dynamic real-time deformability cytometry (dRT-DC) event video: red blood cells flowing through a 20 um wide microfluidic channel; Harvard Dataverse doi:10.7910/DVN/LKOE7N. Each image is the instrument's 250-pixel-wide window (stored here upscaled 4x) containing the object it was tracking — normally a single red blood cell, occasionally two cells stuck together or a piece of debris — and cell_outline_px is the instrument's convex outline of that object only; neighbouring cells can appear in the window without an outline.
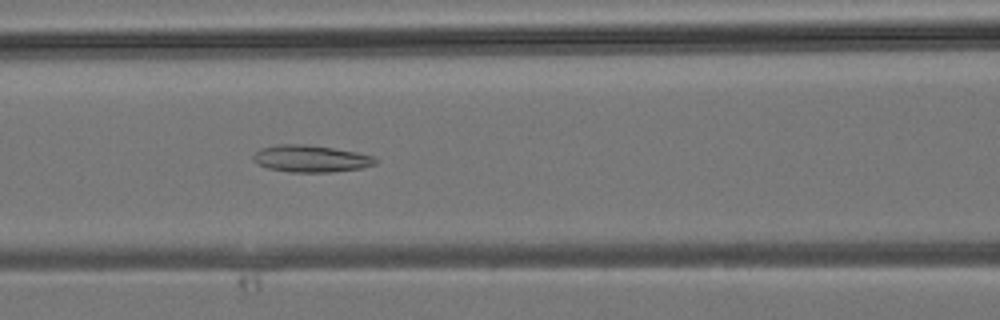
{"species": "common noctule bat (a hibernating species)", "species_latin": "Nyctalus noctula", "temperature_condition": "room temperature", "stored_images_in_passage": 28, "camera_frame_rate_fps": 3000, "um_per_image_px": 0.085, "animal": {"sex": "male", "body_mass_g": 19.2, "forearm_length_mm": 51.8}, "frame": {"image": 1, "passage_image": 7, "time_ms": 2.0, "image_size_px": [1000, 320], "cell_outline_px": [[376, 164], [360, 168], [328, 172], [288, 172], [268, 168], [256, 164], [252, 160], [252, 156], [260, 148], [276, 144], [308, 144], [356, 152], [376, 156]], "centroid_in_image_um": [26.37, 13.48], "position_along_channel_um": 140.2, "area_um2": 19.31}}
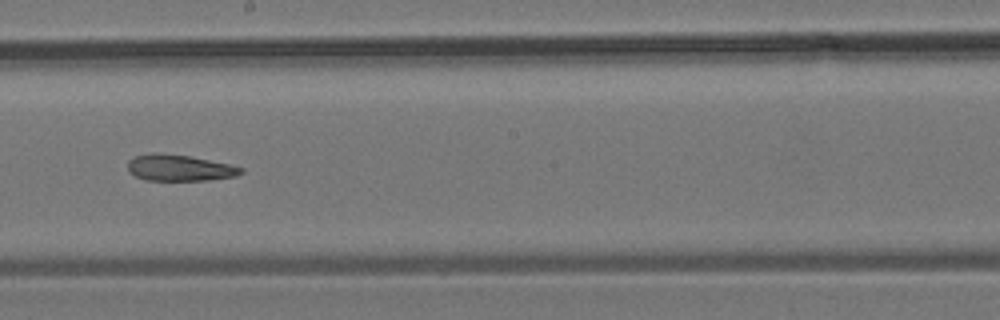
{"frame": {"image": 2, "passage_image": 12, "time_ms": 3.667, "image_size_px": [1000, 320], "cell_outline_px": [[244, 172], [236, 176], [208, 180], [144, 180], [128, 172], [128, 160], [136, 156], [152, 152], [156, 152], [188, 156], [228, 164], [244, 168]], "centroid_in_image_um": [15.23, 14.27], "position_along_channel_um": 233.0, "area_um2": 17.28}}
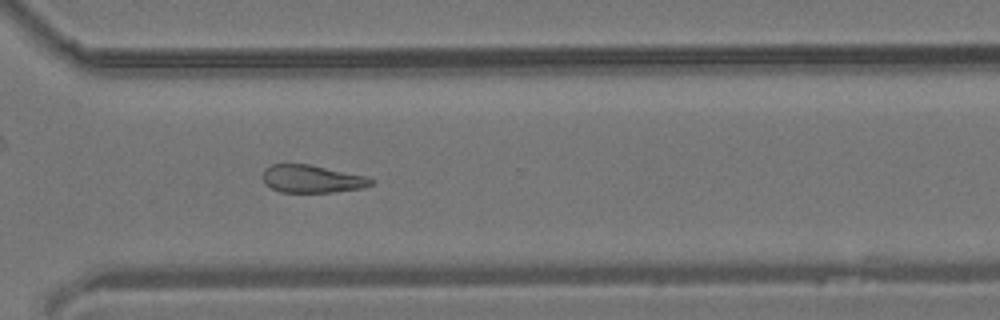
{"frame": {"image": 3, "passage_image": 18, "time_ms": 5.667, "image_size_px": [1000, 320], "cell_outline_px": [[376, 184], [364, 188], [332, 192], [280, 192], [272, 188], [264, 180], [264, 168], [272, 164], [308, 164], [368, 176], [376, 180]], "centroid_in_image_um": [26.61, 15.21], "position_along_channel_um": 344.0, "area_um2": 17.57}}